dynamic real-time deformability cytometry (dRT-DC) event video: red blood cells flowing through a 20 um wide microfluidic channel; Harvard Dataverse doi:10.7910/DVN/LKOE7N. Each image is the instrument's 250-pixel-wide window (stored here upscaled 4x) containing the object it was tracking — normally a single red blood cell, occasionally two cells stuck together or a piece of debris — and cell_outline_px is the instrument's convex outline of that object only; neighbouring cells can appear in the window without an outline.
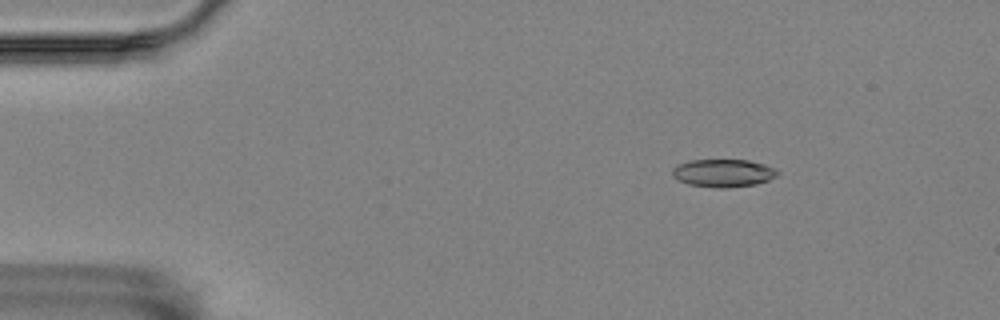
{"species": "Egyptian fruit bat (a non-hibernating species)", "species_latin": "Rousettus aegyptiacus", "temperature_condition": "room temperature", "stored_images_in_passage": 3, "camera_frame_rate_fps": 3000, "um_per_image_px": 0.085, "animal": {"sex": "female"}, "frame": {"image": 1, "passage_image": 2, "time_ms": 0.333, "image_size_px": [1000, 320], "cell_outline_px": [[780, 172], [776, 176], [768, 180], [756, 184], [728, 188], [716, 188], [688, 184], [672, 176], [672, 168], [680, 164], [692, 160], [748, 160], [764, 164], [776, 168]], "centroid_in_image_um": [61.51, 14.71], "position_along_channel_um": 23.5, "area_um2": 17.05}}